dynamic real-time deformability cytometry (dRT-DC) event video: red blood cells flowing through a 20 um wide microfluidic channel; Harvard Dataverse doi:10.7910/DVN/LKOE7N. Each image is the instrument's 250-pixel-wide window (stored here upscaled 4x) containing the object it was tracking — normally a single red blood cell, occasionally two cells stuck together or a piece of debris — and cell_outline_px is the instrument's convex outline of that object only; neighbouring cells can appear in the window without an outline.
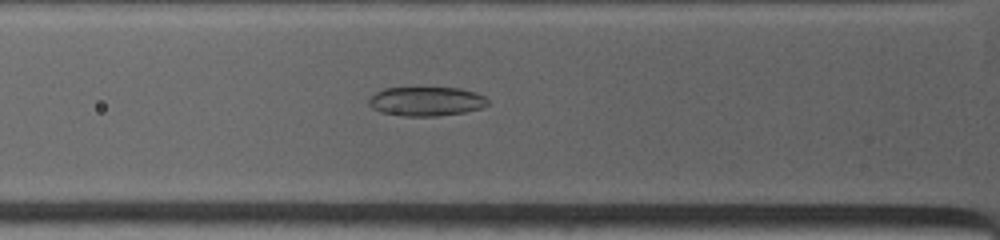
{"species": "common noctule bat (a hibernating species)", "species_latin": "Nyctalus noctula", "temperature_condition": "warm", "stored_images_in_passage": 48, "camera_frame_rate_fps": 4500, "um_per_image_px": 0.085, "animal": {"sex": "female", "body_mass_g": 19.0, "forearm_length_mm": 53.3}, "frame": {"image": 1, "passage_image": 4, "time_ms": 0.444, "image_size_px": [1000, 240], "cell_outline_px": [[488, 104], [480, 108], [464, 112], [440, 116], [400, 116], [380, 112], [372, 108], [368, 104], [368, 100], [376, 92], [384, 88], [460, 88], [476, 92], [484, 96], [488, 100]], "centroid_in_image_um": [36.22, 8.62], "position_along_channel_um": 89.6, "area_um2": 20.29}}
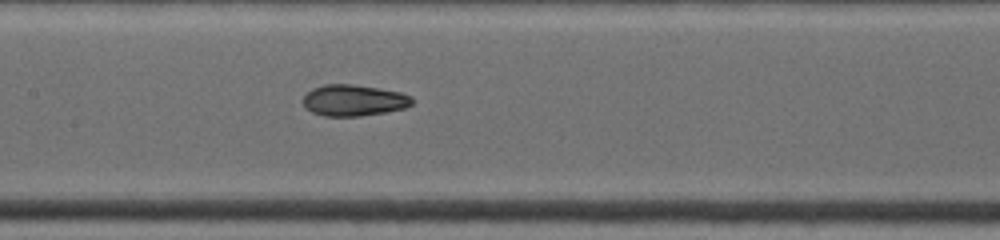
{"frame": {"image": 2, "passage_image": 18, "time_ms": 2.667, "image_size_px": [1000, 240], "cell_outline_px": [[416, 100], [412, 104], [404, 108], [384, 112], [360, 116], [324, 116], [312, 112], [304, 108], [300, 100], [312, 88], [324, 84], [352, 84], [380, 88], [400, 92], [412, 96]], "centroid_in_image_um": [30.05, 8.52], "position_along_channel_um": 177.4, "area_um2": 20.17}}
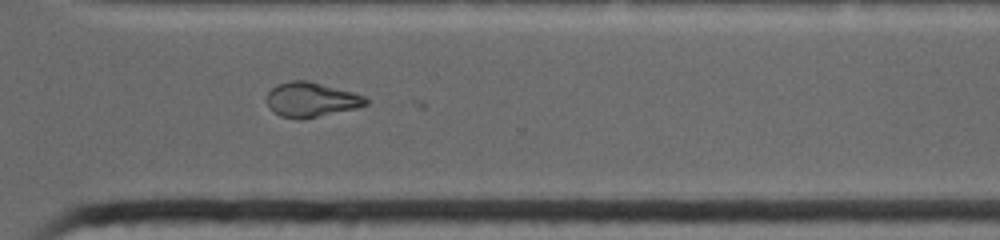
{"frame": {"image": 3, "passage_image": 46, "time_ms": 6.889, "image_size_px": [1000, 240], "cell_outline_px": [[368, 104], [356, 108], [300, 120], [280, 116], [272, 112], [268, 108], [268, 92], [276, 84], [292, 80], [308, 80], [352, 92], [364, 96], [368, 100]], "centroid_in_image_um": [26.42, 8.47], "position_along_channel_um": 344.2, "area_um2": 20.0}}